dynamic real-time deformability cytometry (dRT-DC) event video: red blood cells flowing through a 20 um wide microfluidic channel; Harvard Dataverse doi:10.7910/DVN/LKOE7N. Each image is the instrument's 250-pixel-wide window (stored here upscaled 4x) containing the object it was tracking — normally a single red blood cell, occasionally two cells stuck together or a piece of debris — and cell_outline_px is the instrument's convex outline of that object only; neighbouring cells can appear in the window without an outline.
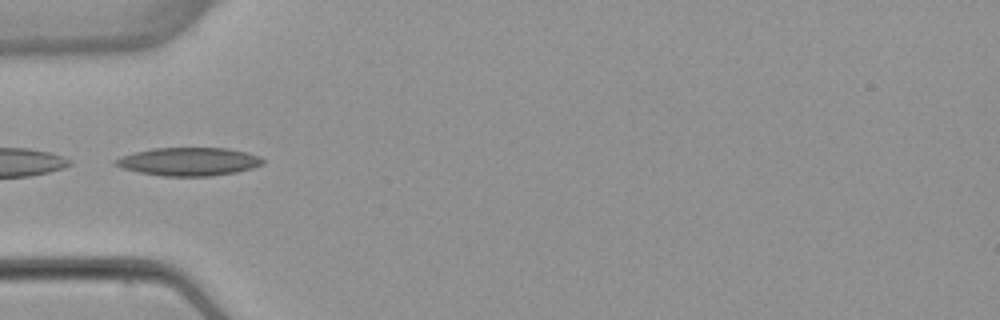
{"species": "common noctule bat (a hibernating species)", "species_latin": "Nyctalus noctula", "temperature_condition": "warm", "stored_images_in_passage": 6, "camera_frame_rate_fps": 3000, "um_per_image_px": 0.085, "animal": {"sex": "female", "body_mass_g": 22.7, "forearm_length_mm": 54.2}, "frame": {"image": 1, "passage_image": 5, "time_ms": 5.0, "image_size_px": [1000, 320], "cell_outline_px": [[264, 164], [252, 168], [236, 172], [212, 176], [164, 176], [140, 172], [120, 168], [112, 164], [120, 156], [152, 148], [228, 148], [248, 152], [260, 156], [264, 160]], "centroid_in_image_um": [16.06, 13.73], "position_along_channel_um": 68.9, "area_um2": 24.33}}
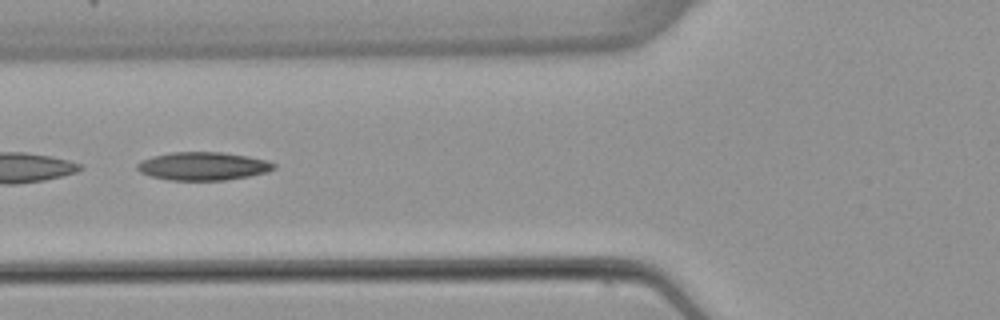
{"frame": {"image": 2, "passage_image": 6, "time_ms": 6.0, "image_size_px": [1000, 320], "cell_outline_px": [[276, 168], [268, 172], [248, 176], [224, 180], [168, 180], [152, 176], [140, 172], [136, 168], [136, 164], [140, 160], [152, 156], [172, 152], [224, 152], [248, 156], [268, 160], [276, 164]], "centroid_in_image_um": [17.27, 14.11], "position_along_channel_um": 108.5, "area_um2": 22.6}}